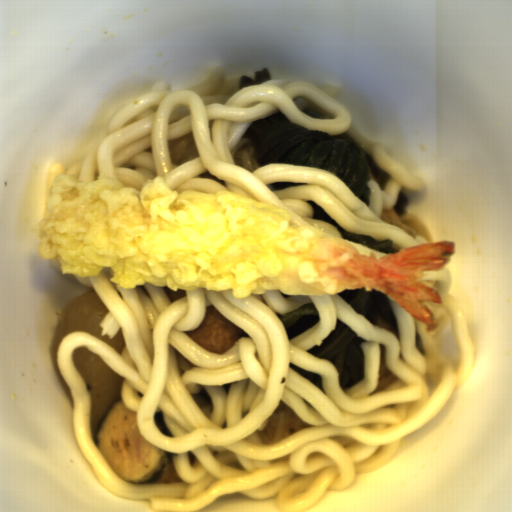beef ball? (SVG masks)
I'll list each match as a JSON object with an SVG mask.
<instances>
[{"label": "beef ball", "instance_id": "beef-ball-1", "mask_svg": "<svg viewBox=\"0 0 512 512\" xmlns=\"http://www.w3.org/2000/svg\"><path fill=\"white\" fill-rule=\"evenodd\" d=\"M241 327L229 321L216 306H209L200 325L188 333L191 340L208 352L222 354L236 345Z\"/></svg>", "mask_w": 512, "mask_h": 512}]
</instances>
